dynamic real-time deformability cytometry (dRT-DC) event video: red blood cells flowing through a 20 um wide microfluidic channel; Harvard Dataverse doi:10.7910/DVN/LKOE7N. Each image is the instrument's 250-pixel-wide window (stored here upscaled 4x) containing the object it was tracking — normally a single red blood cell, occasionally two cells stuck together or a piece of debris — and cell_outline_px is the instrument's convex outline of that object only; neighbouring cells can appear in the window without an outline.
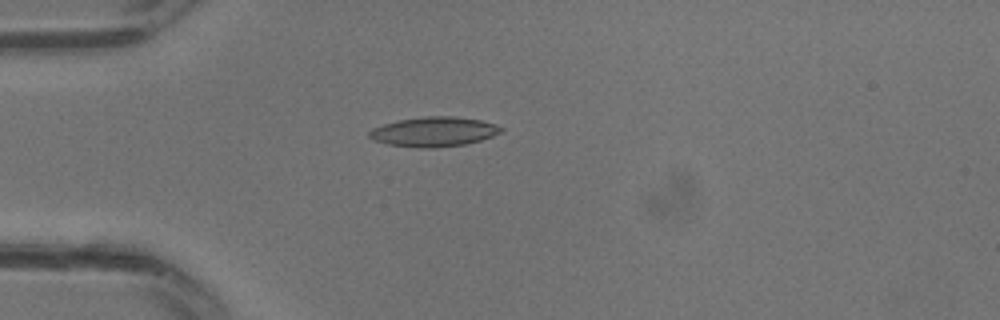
{"species": "common noctule bat (a hibernating species)", "species_latin": "Nyctalus noctula", "temperature_condition": "warm", "stored_images_in_passage": 12, "camera_frame_rate_fps": 3000, "um_per_image_px": 0.085, "animal": {"sex": "male", "body_mass_g": 13.3}, "frame": {"image": 1, "passage_image": 9, "time_ms": 2.667, "image_size_px": [1000, 320], "cell_outline_px": [[504, 128], [500, 132], [492, 136], [480, 140], [464, 144], [436, 148], [420, 148], [388, 144], [376, 140], [368, 136], [368, 132], [372, 128], [396, 120], [424, 116], [452, 116], [480, 120], [496, 124]], "centroid_in_image_um": [36.87, 11.19], "position_along_channel_um": 48.1, "area_um2": 22.72}}
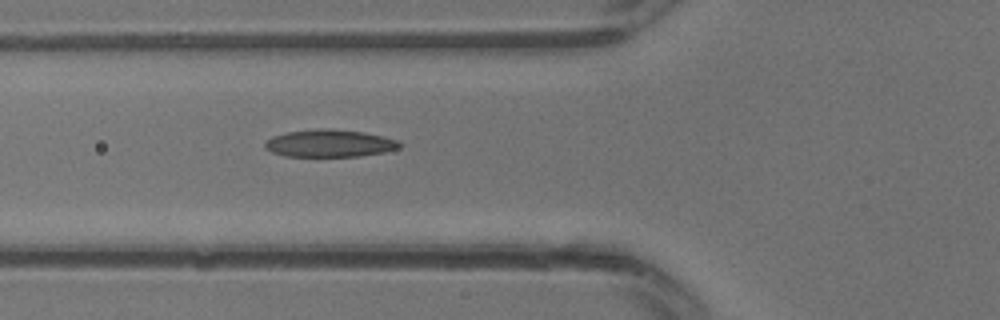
{"frame": {"image": 2, "passage_image": 12, "time_ms": 3.667, "image_size_px": [1000, 320], "cell_outline_px": [[404, 144], [400, 148], [384, 152], [360, 156], [284, 156], [272, 152], [264, 148], [264, 144], [272, 136], [288, 132], [316, 128], [332, 128], [364, 132], [384, 136], [400, 140]], "centroid_in_image_um": [28.07, 12.17], "position_along_channel_um": 97.7, "area_um2": 21.79}}